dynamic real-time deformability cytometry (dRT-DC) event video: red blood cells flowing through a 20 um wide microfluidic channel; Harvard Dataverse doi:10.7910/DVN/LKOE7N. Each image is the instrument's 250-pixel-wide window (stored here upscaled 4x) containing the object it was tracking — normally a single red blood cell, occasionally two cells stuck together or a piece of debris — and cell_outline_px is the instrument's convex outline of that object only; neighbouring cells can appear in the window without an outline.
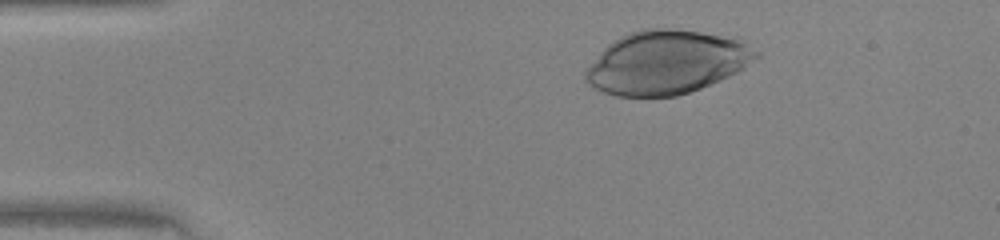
{"species": "human", "species_latin": "Homo sapiens", "temperature_condition": "warm", "stored_images_in_passage": 35, "camera_frame_rate_fps": 3000, "um_per_image_px": 0.085, "donor": {"sex": "female"}, "frame": {"image": 1, "passage_image": 6, "time_ms": 1.667, "image_size_px": [1000, 240], "cell_outline_px": [[760, 56], [744, 68], [720, 80], [700, 88], [676, 96], [616, 96], [604, 92], [596, 88], [584, 80], [584, 72], [600, 52], [608, 44], [620, 36], [628, 32], [640, 28], [672, 28], [700, 32], [740, 40], [760, 52]], "centroid_in_image_um": [56.63, 5.29], "position_along_channel_um": 28.4, "area_um2": 62.77}}